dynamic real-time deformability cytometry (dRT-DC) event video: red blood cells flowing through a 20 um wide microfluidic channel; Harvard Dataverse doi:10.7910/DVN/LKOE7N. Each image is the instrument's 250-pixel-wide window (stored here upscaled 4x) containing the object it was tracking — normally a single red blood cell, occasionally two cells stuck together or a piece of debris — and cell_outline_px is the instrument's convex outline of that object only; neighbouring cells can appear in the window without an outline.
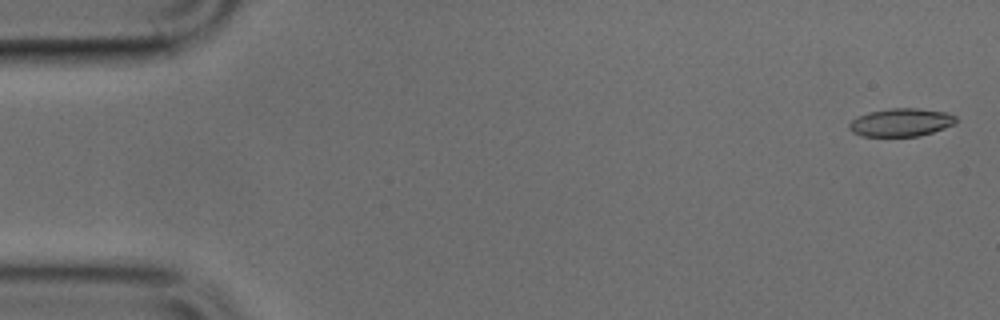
{"species": "common noctule bat (a hibernating species)", "species_latin": "Nyctalus noctula", "temperature_condition": "cold", "stored_images_in_passage": 6, "camera_frame_rate_fps": 3000, "um_per_image_px": 0.085, "animal": {"sex": "male", "body_mass_g": 17.9, "forearm_length_mm": 54.2}, "frame": {"image": 1, "passage_image": 1, "time_ms": 0.0, "image_size_px": [1000, 320], "cell_outline_px": [[956, 124], [920, 136], [864, 136], [852, 132], [848, 128], [848, 124], [852, 120], [868, 112], [888, 108], [916, 108], [948, 112], [956, 116]], "centroid_in_image_um": [76.61, 10.4], "position_along_channel_um": 8.4, "area_um2": 17.51}}